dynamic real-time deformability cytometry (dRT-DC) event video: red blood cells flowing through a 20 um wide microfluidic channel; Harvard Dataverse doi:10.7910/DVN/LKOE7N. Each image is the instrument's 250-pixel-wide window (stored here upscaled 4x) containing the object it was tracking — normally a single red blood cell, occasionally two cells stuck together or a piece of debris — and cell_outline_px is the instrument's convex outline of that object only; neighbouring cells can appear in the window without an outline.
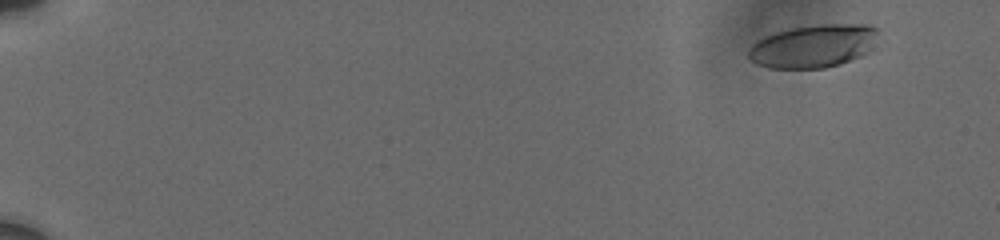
{"species": "human", "species_latin": "Homo sapiens", "temperature_condition": "cold", "stored_images_in_passage": 8, "camera_frame_rate_fps": 3000, "um_per_image_px": 0.085, "donor": {"sex": "male"}, "frame": {"image": 1, "passage_image": 2, "time_ms": 1.0, "image_size_px": [1000, 240], "cell_outline_px": [[876, 32], [868, 52], [860, 56], [840, 64], [824, 68], [768, 68], [756, 64], [748, 60], [748, 48], [752, 44], [776, 32], [792, 28], [824, 24], [860, 24], [876, 28]], "centroid_in_image_um": [69.06, 3.94], "position_along_channel_um": 15.9, "area_um2": 32.02}}
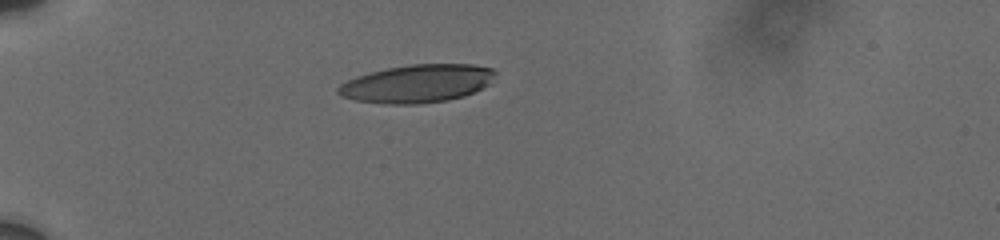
{"frame": {"image": 2, "passage_image": 7, "time_ms": 5.667, "image_size_px": [1000, 240], "cell_outline_px": [[496, 72], [488, 84], [484, 88], [464, 96], [448, 100], [420, 104], [388, 104], [352, 100], [340, 96], [336, 92], [336, 88], [340, 84], [356, 76], [388, 68], [412, 64], [472, 64], [492, 68]], "centroid_in_image_um": [35.44, 7.11], "position_along_channel_um": 49.6, "area_um2": 34.91}}